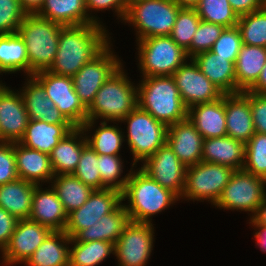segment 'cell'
I'll use <instances>...</instances> for the list:
<instances>
[{
	"mask_svg": "<svg viewBox=\"0 0 266 266\" xmlns=\"http://www.w3.org/2000/svg\"><path fill=\"white\" fill-rule=\"evenodd\" d=\"M106 31L97 23L63 26L54 62L47 71L73 77L110 43Z\"/></svg>",
	"mask_w": 266,
	"mask_h": 266,
	"instance_id": "6da1fadb",
	"label": "cell"
},
{
	"mask_svg": "<svg viewBox=\"0 0 266 266\" xmlns=\"http://www.w3.org/2000/svg\"><path fill=\"white\" fill-rule=\"evenodd\" d=\"M137 106V86L129 81L121 65L96 93L87 109V121L81 128L84 132L90 131L98 118L106 122H121Z\"/></svg>",
	"mask_w": 266,
	"mask_h": 266,
	"instance_id": "7a4b0ae2",
	"label": "cell"
},
{
	"mask_svg": "<svg viewBox=\"0 0 266 266\" xmlns=\"http://www.w3.org/2000/svg\"><path fill=\"white\" fill-rule=\"evenodd\" d=\"M129 172V178L122 191V201L128 199L129 205H123L130 221L151 223L152 217L168 208L180 199L170 189L162 187L141 168Z\"/></svg>",
	"mask_w": 266,
	"mask_h": 266,
	"instance_id": "3957f363",
	"label": "cell"
},
{
	"mask_svg": "<svg viewBox=\"0 0 266 266\" xmlns=\"http://www.w3.org/2000/svg\"><path fill=\"white\" fill-rule=\"evenodd\" d=\"M138 107L167 127L187 119L184 105L172 76L143 77L137 86Z\"/></svg>",
	"mask_w": 266,
	"mask_h": 266,
	"instance_id": "277c9868",
	"label": "cell"
},
{
	"mask_svg": "<svg viewBox=\"0 0 266 266\" xmlns=\"http://www.w3.org/2000/svg\"><path fill=\"white\" fill-rule=\"evenodd\" d=\"M63 25L35 14H26L17 34L25 42L29 61V77L53 64Z\"/></svg>",
	"mask_w": 266,
	"mask_h": 266,
	"instance_id": "5b68a950",
	"label": "cell"
},
{
	"mask_svg": "<svg viewBox=\"0 0 266 266\" xmlns=\"http://www.w3.org/2000/svg\"><path fill=\"white\" fill-rule=\"evenodd\" d=\"M181 9L173 0H139L128 6L124 21L135 26L137 41L170 36Z\"/></svg>",
	"mask_w": 266,
	"mask_h": 266,
	"instance_id": "8992f818",
	"label": "cell"
},
{
	"mask_svg": "<svg viewBox=\"0 0 266 266\" xmlns=\"http://www.w3.org/2000/svg\"><path fill=\"white\" fill-rule=\"evenodd\" d=\"M139 69L143 77L172 76L188 55L170 36H156L138 40Z\"/></svg>",
	"mask_w": 266,
	"mask_h": 266,
	"instance_id": "52a82bcc",
	"label": "cell"
},
{
	"mask_svg": "<svg viewBox=\"0 0 266 266\" xmlns=\"http://www.w3.org/2000/svg\"><path fill=\"white\" fill-rule=\"evenodd\" d=\"M121 122H127V143L133 154V167L152 156L166 143L167 126L138 106Z\"/></svg>",
	"mask_w": 266,
	"mask_h": 266,
	"instance_id": "ba28073f",
	"label": "cell"
},
{
	"mask_svg": "<svg viewBox=\"0 0 266 266\" xmlns=\"http://www.w3.org/2000/svg\"><path fill=\"white\" fill-rule=\"evenodd\" d=\"M233 171L228 166L203 161L188 166L185 186L180 198L193 201L208 200L215 205Z\"/></svg>",
	"mask_w": 266,
	"mask_h": 266,
	"instance_id": "9c48e42d",
	"label": "cell"
},
{
	"mask_svg": "<svg viewBox=\"0 0 266 266\" xmlns=\"http://www.w3.org/2000/svg\"><path fill=\"white\" fill-rule=\"evenodd\" d=\"M266 179L239 169L234 170L215 206L226 210L252 212L266 197Z\"/></svg>",
	"mask_w": 266,
	"mask_h": 266,
	"instance_id": "30bf717a",
	"label": "cell"
},
{
	"mask_svg": "<svg viewBox=\"0 0 266 266\" xmlns=\"http://www.w3.org/2000/svg\"><path fill=\"white\" fill-rule=\"evenodd\" d=\"M33 77L44 87L47 97L73 126L81 127L87 121V108L75 92L72 77L47 70L39 71Z\"/></svg>",
	"mask_w": 266,
	"mask_h": 266,
	"instance_id": "8fae6325",
	"label": "cell"
},
{
	"mask_svg": "<svg viewBox=\"0 0 266 266\" xmlns=\"http://www.w3.org/2000/svg\"><path fill=\"white\" fill-rule=\"evenodd\" d=\"M110 46L109 43L72 77L75 92L87 109L103 83L122 65Z\"/></svg>",
	"mask_w": 266,
	"mask_h": 266,
	"instance_id": "7c38bea8",
	"label": "cell"
},
{
	"mask_svg": "<svg viewBox=\"0 0 266 266\" xmlns=\"http://www.w3.org/2000/svg\"><path fill=\"white\" fill-rule=\"evenodd\" d=\"M152 223L130 221L114 245L118 266H145L153 250Z\"/></svg>",
	"mask_w": 266,
	"mask_h": 266,
	"instance_id": "4fadbf2b",
	"label": "cell"
},
{
	"mask_svg": "<svg viewBox=\"0 0 266 266\" xmlns=\"http://www.w3.org/2000/svg\"><path fill=\"white\" fill-rule=\"evenodd\" d=\"M122 204V192L115 189L94 190L87 201L68 214L65 233L73 238L80 230L94 225L108 213L114 212Z\"/></svg>",
	"mask_w": 266,
	"mask_h": 266,
	"instance_id": "5bb4252c",
	"label": "cell"
},
{
	"mask_svg": "<svg viewBox=\"0 0 266 266\" xmlns=\"http://www.w3.org/2000/svg\"><path fill=\"white\" fill-rule=\"evenodd\" d=\"M190 62H185L172 75L186 108L221 98L224 94L218 87L201 72L192 58Z\"/></svg>",
	"mask_w": 266,
	"mask_h": 266,
	"instance_id": "9a60e30c",
	"label": "cell"
},
{
	"mask_svg": "<svg viewBox=\"0 0 266 266\" xmlns=\"http://www.w3.org/2000/svg\"><path fill=\"white\" fill-rule=\"evenodd\" d=\"M142 163L141 169L153 180L162 187L170 189L179 198L181 197L185 186L187 167L167 143Z\"/></svg>",
	"mask_w": 266,
	"mask_h": 266,
	"instance_id": "2e32d148",
	"label": "cell"
},
{
	"mask_svg": "<svg viewBox=\"0 0 266 266\" xmlns=\"http://www.w3.org/2000/svg\"><path fill=\"white\" fill-rule=\"evenodd\" d=\"M52 231L30 219L18 220L8 245L2 251L4 265L25 263Z\"/></svg>",
	"mask_w": 266,
	"mask_h": 266,
	"instance_id": "e0dca14e",
	"label": "cell"
},
{
	"mask_svg": "<svg viewBox=\"0 0 266 266\" xmlns=\"http://www.w3.org/2000/svg\"><path fill=\"white\" fill-rule=\"evenodd\" d=\"M29 120L21 93L0 89V141L19 142Z\"/></svg>",
	"mask_w": 266,
	"mask_h": 266,
	"instance_id": "ac0fdd59",
	"label": "cell"
},
{
	"mask_svg": "<svg viewBox=\"0 0 266 266\" xmlns=\"http://www.w3.org/2000/svg\"><path fill=\"white\" fill-rule=\"evenodd\" d=\"M203 140L188 118L167 128L166 143L186 167L201 162Z\"/></svg>",
	"mask_w": 266,
	"mask_h": 266,
	"instance_id": "d6986e66",
	"label": "cell"
},
{
	"mask_svg": "<svg viewBox=\"0 0 266 266\" xmlns=\"http://www.w3.org/2000/svg\"><path fill=\"white\" fill-rule=\"evenodd\" d=\"M37 185L32 195L29 219L48 227L51 231H64L68 214L56 191L52 188L43 190Z\"/></svg>",
	"mask_w": 266,
	"mask_h": 266,
	"instance_id": "ffe728a7",
	"label": "cell"
},
{
	"mask_svg": "<svg viewBox=\"0 0 266 266\" xmlns=\"http://www.w3.org/2000/svg\"><path fill=\"white\" fill-rule=\"evenodd\" d=\"M227 136L244 144L255 134L249 97L244 92L225 94Z\"/></svg>",
	"mask_w": 266,
	"mask_h": 266,
	"instance_id": "44dd1931",
	"label": "cell"
},
{
	"mask_svg": "<svg viewBox=\"0 0 266 266\" xmlns=\"http://www.w3.org/2000/svg\"><path fill=\"white\" fill-rule=\"evenodd\" d=\"M187 118L203 139L227 136L225 94L215 101L190 107Z\"/></svg>",
	"mask_w": 266,
	"mask_h": 266,
	"instance_id": "7402d4cb",
	"label": "cell"
},
{
	"mask_svg": "<svg viewBox=\"0 0 266 266\" xmlns=\"http://www.w3.org/2000/svg\"><path fill=\"white\" fill-rule=\"evenodd\" d=\"M21 90V95L30 120H41L51 124H71L47 97L44 87L30 76Z\"/></svg>",
	"mask_w": 266,
	"mask_h": 266,
	"instance_id": "603a6c76",
	"label": "cell"
},
{
	"mask_svg": "<svg viewBox=\"0 0 266 266\" xmlns=\"http://www.w3.org/2000/svg\"><path fill=\"white\" fill-rule=\"evenodd\" d=\"M14 155L19 179L40 185V181L51 182L55 176L50 155L25 147L18 142H14Z\"/></svg>",
	"mask_w": 266,
	"mask_h": 266,
	"instance_id": "cb8c5ba5",
	"label": "cell"
},
{
	"mask_svg": "<svg viewBox=\"0 0 266 266\" xmlns=\"http://www.w3.org/2000/svg\"><path fill=\"white\" fill-rule=\"evenodd\" d=\"M192 59L223 94L237 93L235 63L212 51L198 53Z\"/></svg>",
	"mask_w": 266,
	"mask_h": 266,
	"instance_id": "d4e9b609",
	"label": "cell"
},
{
	"mask_svg": "<svg viewBox=\"0 0 266 266\" xmlns=\"http://www.w3.org/2000/svg\"><path fill=\"white\" fill-rule=\"evenodd\" d=\"M201 161L225 165L233 170L243 169L245 144L229 136L204 139Z\"/></svg>",
	"mask_w": 266,
	"mask_h": 266,
	"instance_id": "484cf974",
	"label": "cell"
},
{
	"mask_svg": "<svg viewBox=\"0 0 266 266\" xmlns=\"http://www.w3.org/2000/svg\"><path fill=\"white\" fill-rule=\"evenodd\" d=\"M36 14L63 26L100 24L97 17L88 15L85 0H45Z\"/></svg>",
	"mask_w": 266,
	"mask_h": 266,
	"instance_id": "4316f807",
	"label": "cell"
},
{
	"mask_svg": "<svg viewBox=\"0 0 266 266\" xmlns=\"http://www.w3.org/2000/svg\"><path fill=\"white\" fill-rule=\"evenodd\" d=\"M74 128L72 124H51L41 120H29L24 135L18 143L50 155L60 140Z\"/></svg>",
	"mask_w": 266,
	"mask_h": 266,
	"instance_id": "83f0119b",
	"label": "cell"
},
{
	"mask_svg": "<svg viewBox=\"0 0 266 266\" xmlns=\"http://www.w3.org/2000/svg\"><path fill=\"white\" fill-rule=\"evenodd\" d=\"M84 135L81 127H75L53 148L50 163L54 175L73 174L79 163L81 152L87 145Z\"/></svg>",
	"mask_w": 266,
	"mask_h": 266,
	"instance_id": "f1b7e54d",
	"label": "cell"
},
{
	"mask_svg": "<svg viewBox=\"0 0 266 266\" xmlns=\"http://www.w3.org/2000/svg\"><path fill=\"white\" fill-rule=\"evenodd\" d=\"M129 222V214L121 204L114 212L103 215L94 225L80 230L73 239L77 242L108 241L115 245Z\"/></svg>",
	"mask_w": 266,
	"mask_h": 266,
	"instance_id": "f546056e",
	"label": "cell"
},
{
	"mask_svg": "<svg viewBox=\"0 0 266 266\" xmlns=\"http://www.w3.org/2000/svg\"><path fill=\"white\" fill-rule=\"evenodd\" d=\"M266 63V48L242 45L235 62L237 93L249 90L258 80Z\"/></svg>",
	"mask_w": 266,
	"mask_h": 266,
	"instance_id": "4dcf8cb0",
	"label": "cell"
},
{
	"mask_svg": "<svg viewBox=\"0 0 266 266\" xmlns=\"http://www.w3.org/2000/svg\"><path fill=\"white\" fill-rule=\"evenodd\" d=\"M71 238L65 231H52L26 260L27 266H69Z\"/></svg>",
	"mask_w": 266,
	"mask_h": 266,
	"instance_id": "1f68e13d",
	"label": "cell"
},
{
	"mask_svg": "<svg viewBox=\"0 0 266 266\" xmlns=\"http://www.w3.org/2000/svg\"><path fill=\"white\" fill-rule=\"evenodd\" d=\"M37 185L23 179L0 185V207L18 220L29 219L32 195Z\"/></svg>",
	"mask_w": 266,
	"mask_h": 266,
	"instance_id": "d6a6232c",
	"label": "cell"
},
{
	"mask_svg": "<svg viewBox=\"0 0 266 266\" xmlns=\"http://www.w3.org/2000/svg\"><path fill=\"white\" fill-rule=\"evenodd\" d=\"M51 183L67 214L79 209L94 191L73 174L55 175Z\"/></svg>",
	"mask_w": 266,
	"mask_h": 266,
	"instance_id": "836d02e7",
	"label": "cell"
},
{
	"mask_svg": "<svg viewBox=\"0 0 266 266\" xmlns=\"http://www.w3.org/2000/svg\"><path fill=\"white\" fill-rule=\"evenodd\" d=\"M0 69L3 73L22 70L29 76L27 49L17 33L0 35Z\"/></svg>",
	"mask_w": 266,
	"mask_h": 266,
	"instance_id": "e575fe53",
	"label": "cell"
},
{
	"mask_svg": "<svg viewBox=\"0 0 266 266\" xmlns=\"http://www.w3.org/2000/svg\"><path fill=\"white\" fill-rule=\"evenodd\" d=\"M69 249V266H96L105 258L114 254V244L108 241L77 242L71 238Z\"/></svg>",
	"mask_w": 266,
	"mask_h": 266,
	"instance_id": "d590c367",
	"label": "cell"
},
{
	"mask_svg": "<svg viewBox=\"0 0 266 266\" xmlns=\"http://www.w3.org/2000/svg\"><path fill=\"white\" fill-rule=\"evenodd\" d=\"M237 27L244 45L266 48V5L258 11L240 16Z\"/></svg>",
	"mask_w": 266,
	"mask_h": 266,
	"instance_id": "8d00e7d4",
	"label": "cell"
},
{
	"mask_svg": "<svg viewBox=\"0 0 266 266\" xmlns=\"http://www.w3.org/2000/svg\"><path fill=\"white\" fill-rule=\"evenodd\" d=\"M100 125L92 137L85 133L87 145L99 155H118L125 137L122 130L107 125L106 121H102Z\"/></svg>",
	"mask_w": 266,
	"mask_h": 266,
	"instance_id": "74e56055",
	"label": "cell"
},
{
	"mask_svg": "<svg viewBox=\"0 0 266 266\" xmlns=\"http://www.w3.org/2000/svg\"><path fill=\"white\" fill-rule=\"evenodd\" d=\"M194 9L202 21L219 24L225 28L237 26L239 17L228 0H200Z\"/></svg>",
	"mask_w": 266,
	"mask_h": 266,
	"instance_id": "f35d334b",
	"label": "cell"
},
{
	"mask_svg": "<svg viewBox=\"0 0 266 266\" xmlns=\"http://www.w3.org/2000/svg\"><path fill=\"white\" fill-rule=\"evenodd\" d=\"M243 169L266 179V134L255 132L245 144Z\"/></svg>",
	"mask_w": 266,
	"mask_h": 266,
	"instance_id": "ab89813d",
	"label": "cell"
},
{
	"mask_svg": "<svg viewBox=\"0 0 266 266\" xmlns=\"http://www.w3.org/2000/svg\"><path fill=\"white\" fill-rule=\"evenodd\" d=\"M201 19L195 9L182 8L170 34L172 40L185 51L191 46Z\"/></svg>",
	"mask_w": 266,
	"mask_h": 266,
	"instance_id": "60d3db41",
	"label": "cell"
},
{
	"mask_svg": "<svg viewBox=\"0 0 266 266\" xmlns=\"http://www.w3.org/2000/svg\"><path fill=\"white\" fill-rule=\"evenodd\" d=\"M98 168V154L89 145H86L81 152L79 163L73 175L93 190L107 189L102 184Z\"/></svg>",
	"mask_w": 266,
	"mask_h": 266,
	"instance_id": "b9f144b4",
	"label": "cell"
},
{
	"mask_svg": "<svg viewBox=\"0 0 266 266\" xmlns=\"http://www.w3.org/2000/svg\"><path fill=\"white\" fill-rule=\"evenodd\" d=\"M99 172L102 184L107 189H115L122 192L129 178V173L125 177H121L123 172V162L120 155H99ZM117 180V181H116Z\"/></svg>",
	"mask_w": 266,
	"mask_h": 266,
	"instance_id": "7bdbcfd3",
	"label": "cell"
},
{
	"mask_svg": "<svg viewBox=\"0 0 266 266\" xmlns=\"http://www.w3.org/2000/svg\"><path fill=\"white\" fill-rule=\"evenodd\" d=\"M224 29L225 27L222 25L201 20L193 36L191 46L186 50L188 57L191 59L198 53L210 51Z\"/></svg>",
	"mask_w": 266,
	"mask_h": 266,
	"instance_id": "ee69618b",
	"label": "cell"
},
{
	"mask_svg": "<svg viewBox=\"0 0 266 266\" xmlns=\"http://www.w3.org/2000/svg\"><path fill=\"white\" fill-rule=\"evenodd\" d=\"M242 45L243 42L240 30L237 26H235L225 28L220 37L215 41L210 51L235 63Z\"/></svg>",
	"mask_w": 266,
	"mask_h": 266,
	"instance_id": "f6af8a7d",
	"label": "cell"
},
{
	"mask_svg": "<svg viewBox=\"0 0 266 266\" xmlns=\"http://www.w3.org/2000/svg\"><path fill=\"white\" fill-rule=\"evenodd\" d=\"M26 14L19 0H0V35L17 33Z\"/></svg>",
	"mask_w": 266,
	"mask_h": 266,
	"instance_id": "bcb514c9",
	"label": "cell"
},
{
	"mask_svg": "<svg viewBox=\"0 0 266 266\" xmlns=\"http://www.w3.org/2000/svg\"><path fill=\"white\" fill-rule=\"evenodd\" d=\"M17 179L14 143L0 141V185Z\"/></svg>",
	"mask_w": 266,
	"mask_h": 266,
	"instance_id": "7dc6e473",
	"label": "cell"
},
{
	"mask_svg": "<svg viewBox=\"0 0 266 266\" xmlns=\"http://www.w3.org/2000/svg\"><path fill=\"white\" fill-rule=\"evenodd\" d=\"M249 97L255 132L266 134V94L244 91Z\"/></svg>",
	"mask_w": 266,
	"mask_h": 266,
	"instance_id": "c3c4849f",
	"label": "cell"
},
{
	"mask_svg": "<svg viewBox=\"0 0 266 266\" xmlns=\"http://www.w3.org/2000/svg\"><path fill=\"white\" fill-rule=\"evenodd\" d=\"M87 12L90 10H107L112 9L117 12L116 14L124 21L128 10V4L126 0H85Z\"/></svg>",
	"mask_w": 266,
	"mask_h": 266,
	"instance_id": "681fc988",
	"label": "cell"
},
{
	"mask_svg": "<svg viewBox=\"0 0 266 266\" xmlns=\"http://www.w3.org/2000/svg\"><path fill=\"white\" fill-rule=\"evenodd\" d=\"M18 219L0 207V250L1 252L8 245L15 230Z\"/></svg>",
	"mask_w": 266,
	"mask_h": 266,
	"instance_id": "f907efd6",
	"label": "cell"
},
{
	"mask_svg": "<svg viewBox=\"0 0 266 266\" xmlns=\"http://www.w3.org/2000/svg\"><path fill=\"white\" fill-rule=\"evenodd\" d=\"M238 17L258 11L266 5V0H228Z\"/></svg>",
	"mask_w": 266,
	"mask_h": 266,
	"instance_id": "816d5d0a",
	"label": "cell"
},
{
	"mask_svg": "<svg viewBox=\"0 0 266 266\" xmlns=\"http://www.w3.org/2000/svg\"><path fill=\"white\" fill-rule=\"evenodd\" d=\"M250 219L249 223H252V226L258 229V231L254 234L257 245L260 247L262 252H266V225L257 224L252 218Z\"/></svg>",
	"mask_w": 266,
	"mask_h": 266,
	"instance_id": "f5cc1de1",
	"label": "cell"
},
{
	"mask_svg": "<svg viewBox=\"0 0 266 266\" xmlns=\"http://www.w3.org/2000/svg\"><path fill=\"white\" fill-rule=\"evenodd\" d=\"M45 0H19L22 9L27 14H35L39 11Z\"/></svg>",
	"mask_w": 266,
	"mask_h": 266,
	"instance_id": "db71d44e",
	"label": "cell"
},
{
	"mask_svg": "<svg viewBox=\"0 0 266 266\" xmlns=\"http://www.w3.org/2000/svg\"><path fill=\"white\" fill-rule=\"evenodd\" d=\"M248 91L259 94H266V63L260 73L257 82Z\"/></svg>",
	"mask_w": 266,
	"mask_h": 266,
	"instance_id": "11a10c76",
	"label": "cell"
},
{
	"mask_svg": "<svg viewBox=\"0 0 266 266\" xmlns=\"http://www.w3.org/2000/svg\"><path fill=\"white\" fill-rule=\"evenodd\" d=\"M257 224L266 225V197L251 217Z\"/></svg>",
	"mask_w": 266,
	"mask_h": 266,
	"instance_id": "9f6ffc18",
	"label": "cell"
},
{
	"mask_svg": "<svg viewBox=\"0 0 266 266\" xmlns=\"http://www.w3.org/2000/svg\"><path fill=\"white\" fill-rule=\"evenodd\" d=\"M180 8L194 9L200 0H173Z\"/></svg>",
	"mask_w": 266,
	"mask_h": 266,
	"instance_id": "6f0895ef",
	"label": "cell"
},
{
	"mask_svg": "<svg viewBox=\"0 0 266 266\" xmlns=\"http://www.w3.org/2000/svg\"><path fill=\"white\" fill-rule=\"evenodd\" d=\"M136 1H139V0H126L128 6H129L131 3H134V2H136Z\"/></svg>",
	"mask_w": 266,
	"mask_h": 266,
	"instance_id": "680465c9",
	"label": "cell"
},
{
	"mask_svg": "<svg viewBox=\"0 0 266 266\" xmlns=\"http://www.w3.org/2000/svg\"><path fill=\"white\" fill-rule=\"evenodd\" d=\"M3 71L0 69V74L2 73ZM5 86L3 84L0 83V89L4 88Z\"/></svg>",
	"mask_w": 266,
	"mask_h": 266,
	"instance_id": "91938a15",
	"label": "cell"
}]
</instances>
